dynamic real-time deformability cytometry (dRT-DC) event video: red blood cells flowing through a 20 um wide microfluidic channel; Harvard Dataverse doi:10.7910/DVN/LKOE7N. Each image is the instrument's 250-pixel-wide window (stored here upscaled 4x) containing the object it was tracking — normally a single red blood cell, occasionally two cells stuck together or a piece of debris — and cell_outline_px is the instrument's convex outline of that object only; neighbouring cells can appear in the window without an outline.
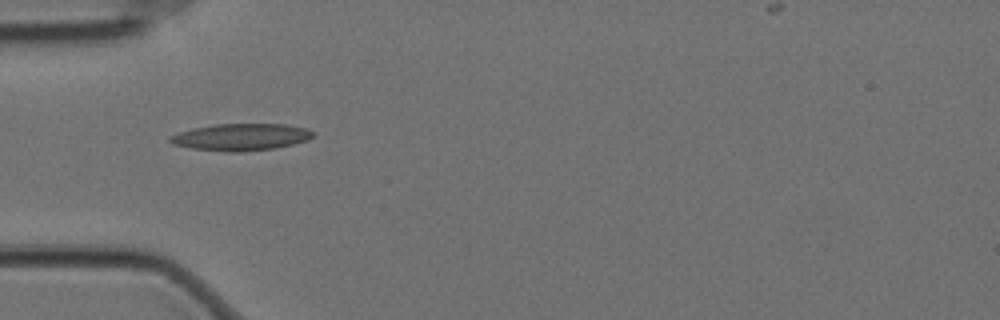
{"species": "Egyptian fruit bat (a non-hibernating species)", "species_latin": "Rousettus aegyptiacus", "temperature_condition": "cold", "stored_images_in_passage": 36, "camera_frame_rate_fps": 3000, "um_per_image_px": 0.085, "animal": {"sex": "female"}, "frame": {"image": 1, "passage_image": 1, "time_ms": 0.0, "image_size_px": [1000, 320], "cell_outline_px": [[316, 132], [308, 140], [292, 144], [272, 148], [240, 152], [228, 152], [192, 148], [172, 144], [168, 140], [168, 136], [180, 132], [196, 128], [216, 124], [284, 124], [308, 128]], "centroid_in_image_um": [20.5, 11.64], "position_along_channel_um": 64.5, "area_um2": 22.31}}
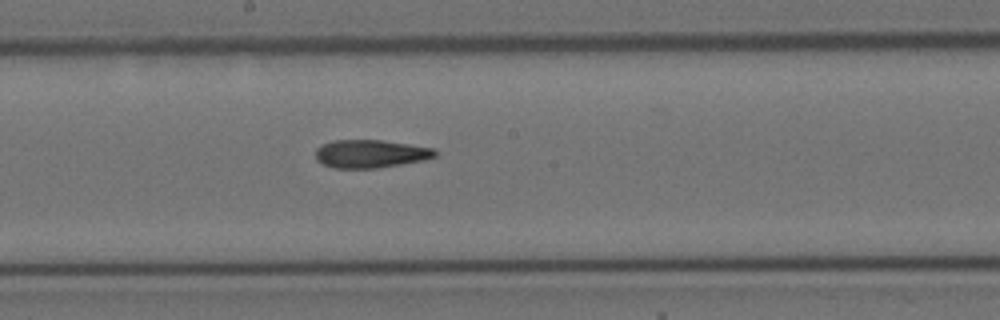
{"frame": {"image": 2, "passage_image": 14, "time_ms": 4.333, "image_size_px": [1000, 320], "cell_outline_px": [[436, 156], [424, 160], [376, 168], [332, 168], [316, 160], [316, 148], [320, 144], [332, 140], [380, 140], [436, 148]], "centroid_in_image_um": [31.47, 13.06], "position_along_channel_um": 216.7, "area_um2": 19.59}}
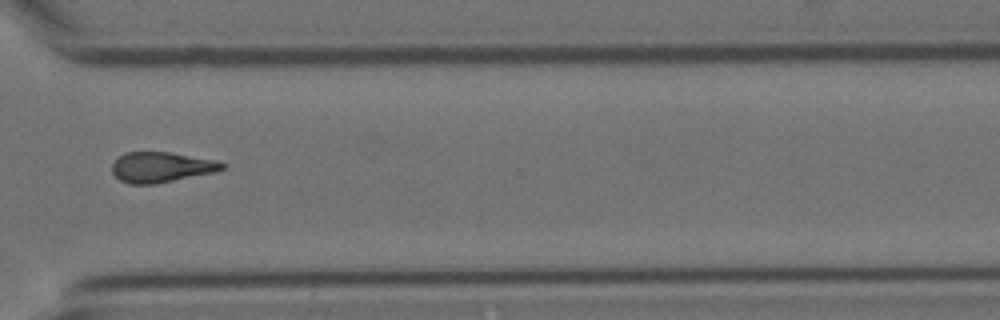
{"frame": {"image": 3, "passage_image": 26, "time_ms": 8.333, "image_size_px": [1000, 320], "cell_outline_px": [[228, 164], [224, 168], [216, 172], [156, 184], [128, 184], [120, 180], [112, 172], [112, 164], [124, 152], [172, 152], [212, 160]], "centroid_in_image_um": [13.71, 14.22], "position_along_channel_um": 356.9, "area_um2": 19.48}, "authors_computed_cell_mechanics": {"area_um2": 19.652, "velocity_mm_per_s": 3.5219, "shape_relaxation_time_tau1_ms": null, "shape_relaxation_time_tau2_ms": 8.8771, "deformation_change_tau1": null, "deformation_change_tau2": 0.2126}}